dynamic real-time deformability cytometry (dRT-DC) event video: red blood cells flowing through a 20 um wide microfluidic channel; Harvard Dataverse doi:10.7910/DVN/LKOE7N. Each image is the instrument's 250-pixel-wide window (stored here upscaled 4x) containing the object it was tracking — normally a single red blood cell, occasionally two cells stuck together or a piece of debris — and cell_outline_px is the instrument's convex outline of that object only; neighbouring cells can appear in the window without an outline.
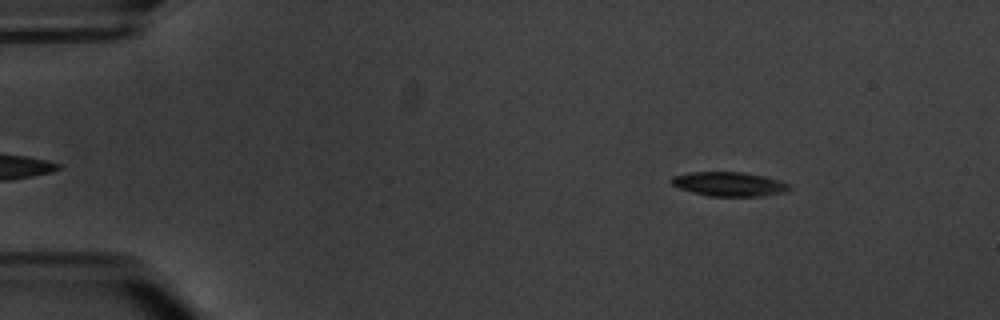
{"species": "common noctule bat (a hibernating species)", "species_latin": "Nyctalus noctula", "temperature_condition": "warm", "stored_images_in_passage": 4, "camera_frame_rate_fps": 3000, "um_per_image_px": 0.085, "animal": {"sex": "male", "body_mass_g": 20.1, "forearm_length_mm": 53.5}, "frame": {"image": 1, "passage_image": 1, "time_ms": 0.0, "image_size_px": [1000, 320], "cell_outline_px": [[792, 188], [788, 192], [764, 196], [708, 196], [692, 192], [680, 188], [672, 184], [668, 180], [672, 176], [692, 172], [744, 172], [764, 176], [780, 180], [788, 184]], "centroid_in_image_um": [62.0, 15.65], "position_along_channel_um": 23.0, "area_um2": 16.82}}